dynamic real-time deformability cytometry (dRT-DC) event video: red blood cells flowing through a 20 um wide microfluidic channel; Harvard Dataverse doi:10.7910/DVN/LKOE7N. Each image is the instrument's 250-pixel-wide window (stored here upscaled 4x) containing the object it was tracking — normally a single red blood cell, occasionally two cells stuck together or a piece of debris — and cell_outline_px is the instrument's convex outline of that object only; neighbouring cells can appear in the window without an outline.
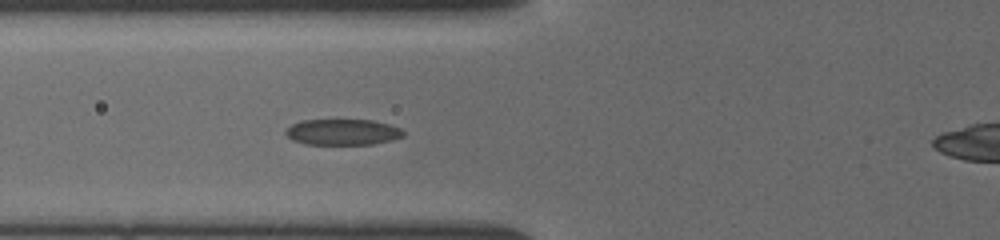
{"species": "common noctule bat (a hibernating species)", "species_latin": "Nyctalus noctula", "temperature_condition": "cold", "stored_images_in_passage": 24, "camera_frame_rate_fps": 3000, "um_per_image_px": 0.085, "animal": {"sex": "female", "body_mass_g": 19.5, "forearm_length_mm": 54.1}, "frame": {"image": 1, "passage_image": 12, "time_ms": 4.667, "image_size_px": [1000, 240], "cell_outline_px": [[404, 136], [392, 140], [372, 144], [304, 144], [292, 140], [284, 132], [292, 124], [304, 120], [372, 120], [388, 124], [400, 128], [404, 132]], "centroid_in_image_um": [29.13, 11.23], "position_along_channel_um": 96.7, "area_um2": 17.69}}
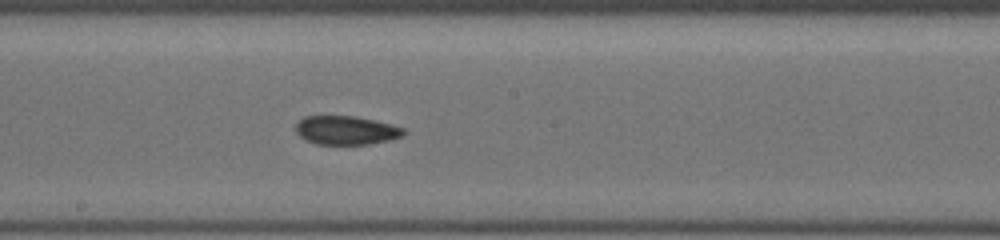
{"frame": {"image": 2, "passage_image": 19, "time_ms": 7.667, "image_size_px": [1000, 240], "cell_outline_px": [[404, 136], [392, 140], [368, 144], [316, 144], [304, 140], [296, 132], [296, 124], [304, 116], [352, 116], [372, 120], [404, 128]], "centroid_in_image_um": [29.4, 11.09], "position_along_channel_um": 218.8, "area_um2": 17.98}}
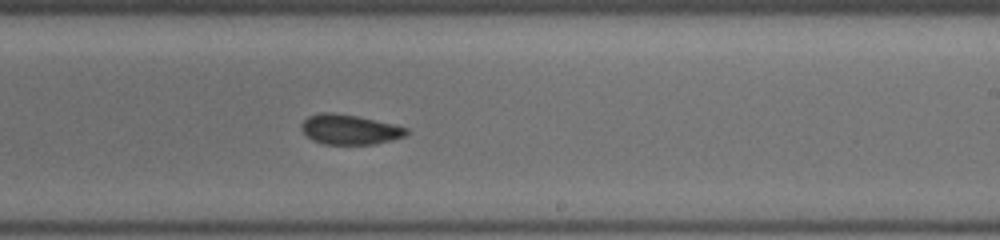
{"frame": {"image": 3, "passage_image": 21, "time_ms": 8.667, "image_size_px": [1000, 240], "cell_outline_px": [[408, 132], [404, 136], [392, 140], [376, 144], [324, 144], [312, 140], [304, 132], [304, 120], [308, 116], [324, 112], [328, 112], [356, 116], [408, 128]], "centroid_in_image_um": [29.74, 11.02], "position_along_channel_um": 259.3, "area_um2": 17.8}}